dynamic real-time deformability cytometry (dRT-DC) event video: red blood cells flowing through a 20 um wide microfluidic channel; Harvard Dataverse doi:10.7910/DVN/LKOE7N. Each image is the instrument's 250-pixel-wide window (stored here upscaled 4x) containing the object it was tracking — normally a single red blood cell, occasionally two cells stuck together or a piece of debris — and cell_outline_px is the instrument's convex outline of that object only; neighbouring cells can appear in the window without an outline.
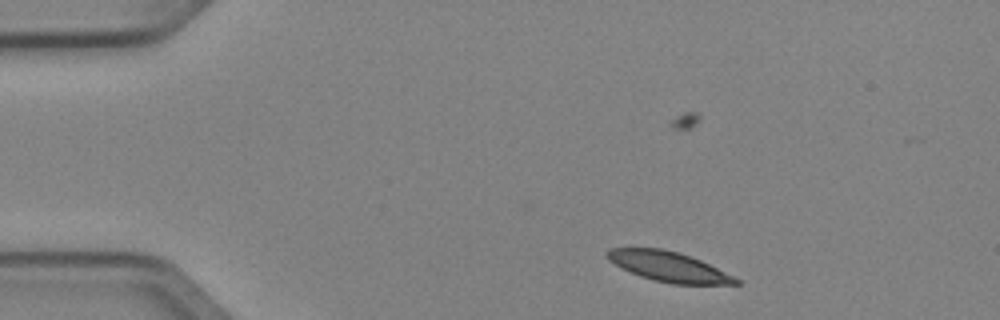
{"species": "Egyptian fruit bat (a non-hibernating species)", "species_latin": "Rousettus aegyptiacus", "temperature_condition": "cold", "stored_images_in_passage": 4, "camera_frame_rate_fps": 3000, "um_per_image_px": 0.085, "animal": {"sex": "female"}, "frame": {"image": 1, "passage_image": 2, "time_ms": 0.333, "image_size_px": [1000, 320], "cell_outline_px": [[740, 284], [672, 284], [652, 280], [640, 276], [620, 268], [608, 260], [604, 256], [604, 252], [608, 248], [660, 248], [680, 252], [700, 260], [740, 280]], "centroid_in_image_um": [56.74, 22.65], "position_along_channel_um": 28.3, "area_um2": 22.48}}
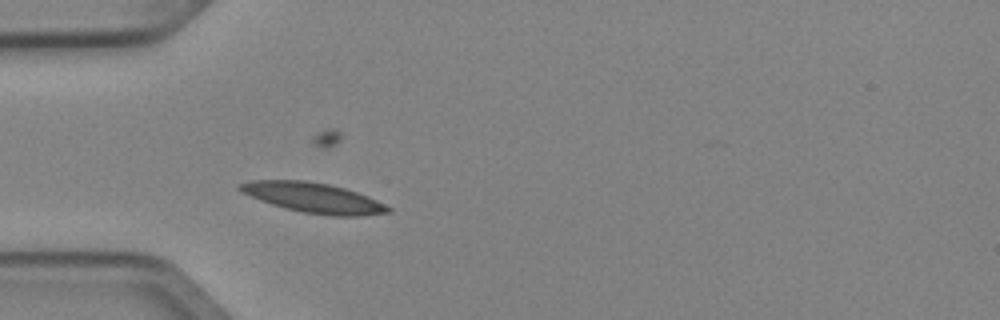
{"frame": {"image": 2, "passage_image": 4, "time_ms": 1.0, "image_size_px": [1000, 320], "cell_outline_px": [[392, 212], [360, 216], [332, 216], [304, 212], [272, 204], [260, 200], [240, 192], [236, 188], [236, 184], [252, 180], [304, 180], [328, 184], [344, 188], [368, 196], [392, 208]], "centroid_in_image_um": [26.62, 16.8], "position_along_channel_um": 58.4, "area_um2": 25.84}}